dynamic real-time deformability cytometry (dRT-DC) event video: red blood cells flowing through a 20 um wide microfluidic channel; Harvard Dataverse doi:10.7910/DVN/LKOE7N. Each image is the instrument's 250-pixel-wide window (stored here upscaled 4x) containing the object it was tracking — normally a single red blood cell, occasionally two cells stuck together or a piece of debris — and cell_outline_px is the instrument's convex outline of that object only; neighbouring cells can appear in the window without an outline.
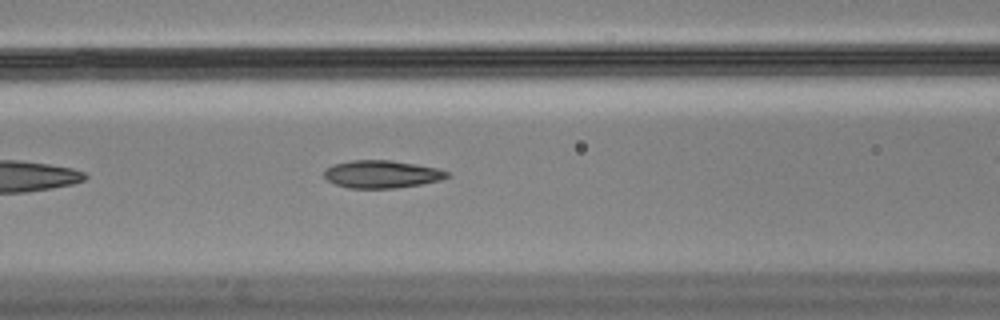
{"species": "Egyptian fruit bat (a non-hibernating species)", "species_latin": "Rousettus aegyptiacus", "temperature_condition": "cold", "stored_images_in_passage": 14, "camera_frame_rate_fps": 3000, "um_per_image_px": 0.085, "animal": {"sex": "male"}, "frame": {"image": 1, "passage_image": 10, "time_ms": 3.0, "image_size_px": [1000, 320], "cell_outline_px": [[452, 176], [440, 180], [420, 184], [392, 188], [348, 188], [336, 184], [328, 180], [324, 176], [324, 168], [332, 164], [352, 160], [388, 160], [416, 164], [436, 168], [448, 172]], "centroid_in_image_um": [32.42, 14.8], "position_along_channel_um": 134.2, "area_um2": 19.77}}